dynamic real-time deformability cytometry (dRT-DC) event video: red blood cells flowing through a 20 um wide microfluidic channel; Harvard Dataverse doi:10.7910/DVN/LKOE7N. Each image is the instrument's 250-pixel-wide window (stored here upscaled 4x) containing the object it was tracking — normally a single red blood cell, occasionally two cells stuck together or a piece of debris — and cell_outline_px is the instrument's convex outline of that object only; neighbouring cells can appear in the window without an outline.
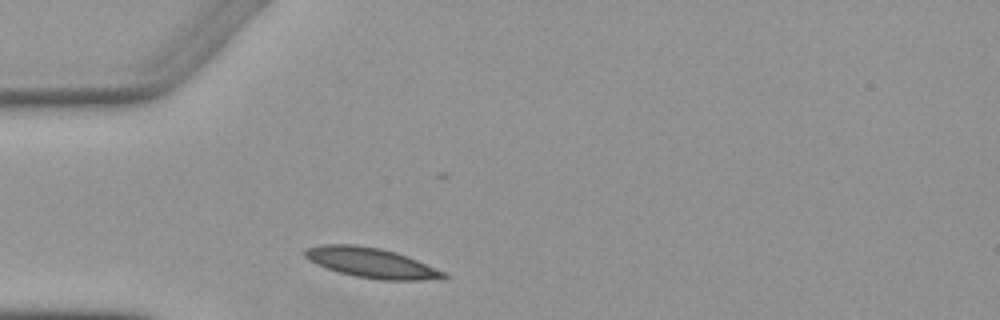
{"species": "Egyptian fruit bat (a non-hibernating species)", "species_latin": "Rousettus aegyptiacus", "temperature_condition": "warm", "stored_images_in_passage": 1, "camera_frame_rate_fps": 3000, "um_per_image_px": 0.085, "animal": {"sex": "female"}, "frame": {"image": 1, "passage_image": 1, "time_ms": 0.0, "image_size_px": [1000, 320], "cell_outline_px": [[448, 276], [420, 280], [380, 280], [356, 276], [324, 268], [308, 260], [304, 256], [304, 248], [320, 244], [356, 244], [380, 248], [396, 252], [416, 260], [444, 272]], "centroid_in_image_um": [31.44, 22.31], "position_along_channel_um": 53.6, "area_um2": 24.04}}